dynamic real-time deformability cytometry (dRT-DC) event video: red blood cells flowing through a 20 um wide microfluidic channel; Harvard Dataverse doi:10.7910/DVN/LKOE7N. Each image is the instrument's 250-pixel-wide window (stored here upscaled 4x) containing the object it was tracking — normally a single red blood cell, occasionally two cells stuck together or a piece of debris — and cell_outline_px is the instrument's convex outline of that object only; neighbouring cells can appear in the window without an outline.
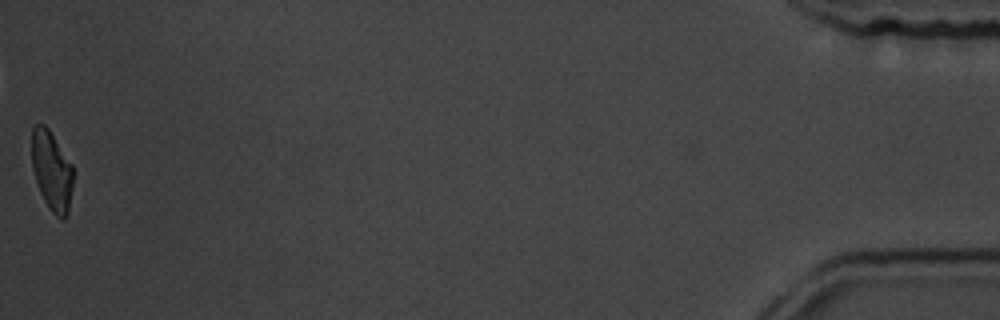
{"species": "common noctule bat (a hibernating species)", "species_latin": "Nyctalus noctula", "temperature_condition": "room temperature", "stored_images_in_passage": 41, "camera_frame_rate_fps": 3000, "um_per_image_px": 0.085, "animal": {"sex": "male", "body_mass_g": 19.5, "forearm_length_mm": 54.6}, "frame": {"image": 1, "passage_image": 41, "time_ms": 13.333, "image_size_px": [1000, 320], "cell_outline_px": [[72, 188], [68, 212], [64, 220], [60, 220], [52, 212], [44, 200], [40, 192], [32, 168], [32, 128], [36, 124], [44, 124], [48, 128], [72, 164]], "centroid_in_image_um": [4.39, 14.53], "position_along_channel_um": 430.8, "area_um2": 19.07}, "authors_computed_cell_mechanics": {"area_um2": 21.097, "velocity_mm_per_s": 3.6605, "shape_relaxation_time_tau1_ms": 3.547, "shape_relaxation_time_tau2_ms": 4.6061, "deformation_change_tau1": 0.1386, "deformation_change_tau2": 0.1393}}